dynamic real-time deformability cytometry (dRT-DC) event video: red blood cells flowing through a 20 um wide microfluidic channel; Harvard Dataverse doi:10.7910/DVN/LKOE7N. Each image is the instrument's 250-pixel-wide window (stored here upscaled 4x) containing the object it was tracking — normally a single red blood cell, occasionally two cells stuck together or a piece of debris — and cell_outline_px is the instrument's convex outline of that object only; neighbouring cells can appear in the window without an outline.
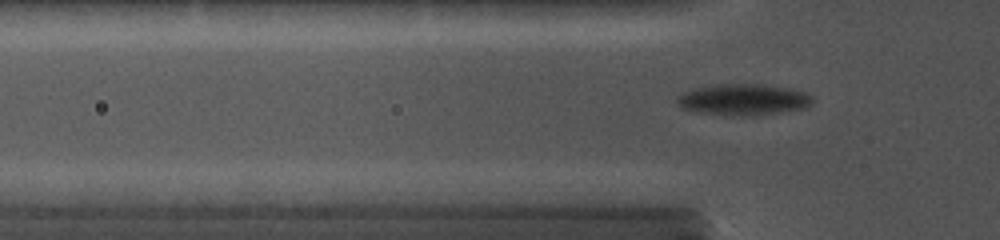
{"species": "common noctule bat (a hibernating species)", "species_latin": "Nyctalus noctula", "temperature_condition": "cold", "stored_images_in_passage": 56, "camera_frame_rate_fps": 5000, "um_per_image_px": 0.085, "animal": {"sex": "female", "body_mass_g": 19.0, "forearm_length_mm": 56.7}, "frame": {"image": 1, "passage_image": 19, "time_ms": 4.6, "image_size_px": [1000, 240], "cell_outline_px": [[812, 104], [804, 108], [776, 112], [744, 116], [740, 116], [696, 112], [680, 108], [676, 100], [676, 96], [684, 92], [696, 88], [716, 84], [760, 84], [792, 88], [804, 92], [812, 96]], "centroid_in_image_um": [63.15, 8.45], "position_along_channel_um": 62.7, "area_um2": 24.57}}
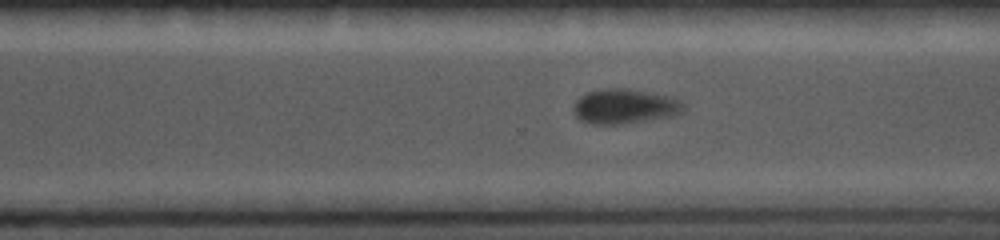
{"frame": {"image": 2, "passage_image": 43, "time_ms": 11.0, "image_size_px": [1000, 240], "cell_outline_px": [[688, 108], [684, 112], [672, 116], [620, 124], [592, 124], [580, 120], [572, 112], [572, 108], [576, 100], [580, 96], [588, 92], [604, 88], [628, 88], [668, 96], [680, 100]], "centroid_in_image_um": [53.1, 9.04], "position_along_channel_um": 317.5, "area_um2": 22.48}}
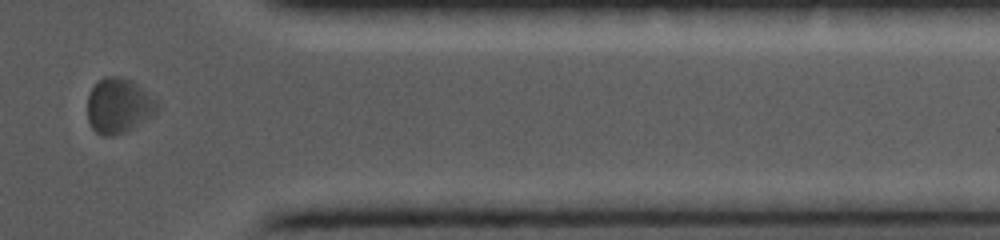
{"frame": {"image": 3, "passage_image": 48, "time_ms": 13.2, "image_size_px": [1000, 240], "cell_outline_px": [[160, 108], [152, 116], [132, 128], [124, 132], [112, 136], [104, 136], [96, 132], [92, 128], [88, 120], [88, 96], [92, 88], [104, 76], [120, 76], [132, 80], [160, 104]], "centroid_in_image_um": [10.09, 8.99], "position_along_channel_um": 401.3, "area_um2": 22.25}}